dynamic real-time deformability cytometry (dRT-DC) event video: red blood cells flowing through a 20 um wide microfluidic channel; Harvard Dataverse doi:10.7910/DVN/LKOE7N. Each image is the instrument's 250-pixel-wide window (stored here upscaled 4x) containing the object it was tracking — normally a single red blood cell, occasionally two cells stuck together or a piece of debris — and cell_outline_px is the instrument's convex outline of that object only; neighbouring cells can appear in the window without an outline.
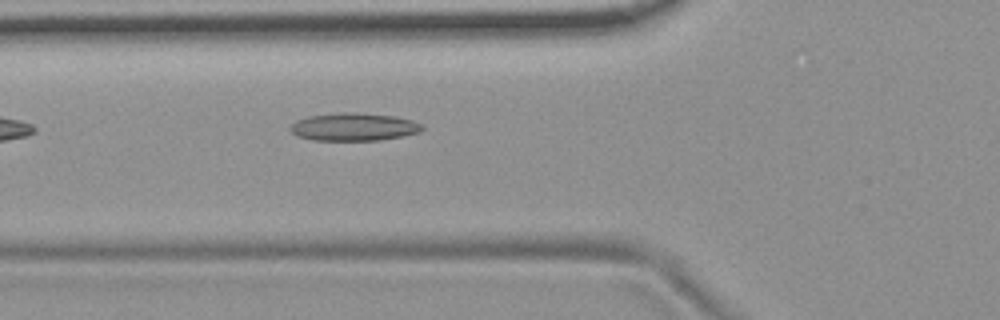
{"species": "common noctule bat (a hibernating species)", "species_latin": "Nyctalus noctula", "temperature_condition": "room temperature", "stored_images_in_passage": 6, "camera_frame_rate_fps": 3000, "um_per_image_px": 0.085, "animal": {"sex": "female", "body_mass_g": 19.9}, "frame": {"image": 1, "passage_image": 6, "time_ms": 1.667, "image_size_px": [1000, 320], "cell_outline_px": [[424, 128], [420, 132], [404, 136], [380, 140], [312, 140], [296, 136], [288, 128], [296, 120], [308, 116], [344, 112], [356, 112], [396, 116], [412, 120], [424, 124]], "centroid_in_image_um": [30.1, 10.78], "position_along_channel_um": 95.7, "area_um2": 21.62}}